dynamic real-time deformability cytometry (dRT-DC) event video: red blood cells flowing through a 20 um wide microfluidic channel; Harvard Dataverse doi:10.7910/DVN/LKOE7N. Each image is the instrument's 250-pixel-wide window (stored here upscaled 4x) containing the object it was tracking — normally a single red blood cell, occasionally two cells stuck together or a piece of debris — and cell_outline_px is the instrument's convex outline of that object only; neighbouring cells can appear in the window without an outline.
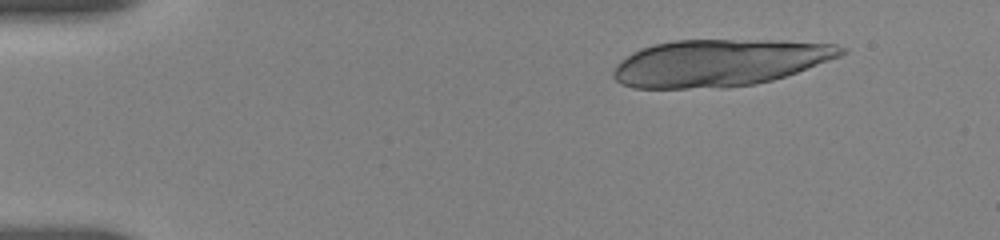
{"species": "human", "species_latin": "Homo sapiens", "temperature_condition": "room temperature", "stored_images_in_passage": 32, "camera_frame_rate_fps": 3000, "um_per_image_px": 0.085, "donor": {"sex": "female"}, "frame": {"image": 1, "passage_image": 1, "time_ms": 0.0, "image_size_px": [1000, 240], "cell_outline_px": [[848, 52], [840, 56], [796, 72], [772, 80], [756, 84], [724, 88], [636, 88], [620, 84], [612, 76], [612, 72], [616, 64], [620, 60], [632, 52], [640, 48], [672, 40], [776, 40], [836, 44], [844, 48]], "centroid_in_image_um": [61.11, 5.34], "position_along_channel_um": 23.9, "area_um2": 62.48}}
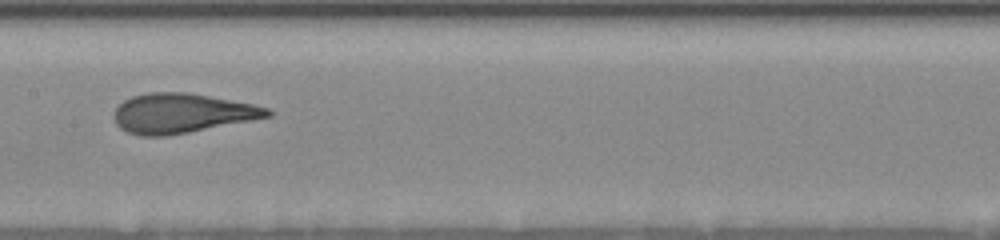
{"frame": {"image": 2, "passage_image": 12, "time_ms": 7.333, "image_size_px": [1000, 240], "cell_outline_px": [[272, 116], [252, 120], [168, 136], [144, 136], [128, 132], [120, 128], [116, 124], [112, 116], [112, 112], [124, 100], [132, 96], [148, 92], [188, 92], [252, 104], [268, 108], [272, 112]], "centroid_in_image_um": [15.42, 9.62], "position_along_channel_um": 192.0, "area_um2": 35.37}}
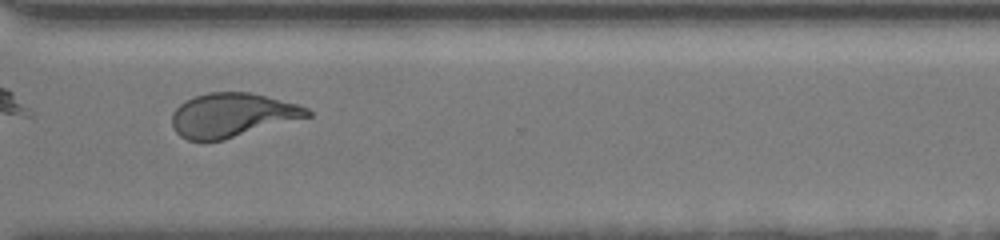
{"frame": {"image": 3, "passage_image": 23, "time_ms": 11.667, "image_size_px": [1000, 240], "cell_outline_px": [[312, 116], [224, 140], [188, 140], [180, 136], [176, 132], [172, 124], [172, 112], [180, 104], [196, 96], [208, 92], [248, 92], [296, 104], [308, 108], [312, 112]], "centroid_in_image_um": [19.74, 9.79], "position_along_channel_um": 350.9, "area_um2": 34.45}, "authors_computed_cell_mechanics": {"area_um2": 35.3158, "velocity_mm_per_s": 3.6717, "shape_relaxation_time_tau1_ms": 5.1232, "shape_relaxation_time_tau2_ms": 1.0465, "deformation_change_tau1": 0.1988, "deformation_change_tau2": 0.0882}}